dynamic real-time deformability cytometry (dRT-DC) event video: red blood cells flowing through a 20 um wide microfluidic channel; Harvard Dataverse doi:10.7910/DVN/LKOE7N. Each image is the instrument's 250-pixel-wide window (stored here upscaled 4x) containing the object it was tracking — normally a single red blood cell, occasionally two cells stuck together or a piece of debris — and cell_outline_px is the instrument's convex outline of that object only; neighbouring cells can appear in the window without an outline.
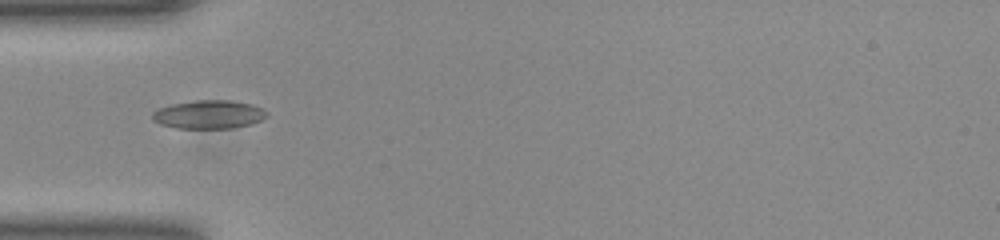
{"species": "common noctule bat (a hibernating species)", "species_latin": "Nyctalus noctula", "temperature_condition": "room temperature", "stored_images_in_passage": 36, "camera_frame_rate_fps": 3000, "um_per_image_px": 0.085, "animal": {"sex": "female", "body_mass_g": 23.0, "forearm_length_mm": 53.4}, "frame": {"image": 1, "passage_image": 1, "time_ms": 0.0, "image_size_px": [1000, 240], "cell_outline_px": [[268, 116], [252, 124], [232, 128], [176, 128], [160, 124], [152, 120], [152, 112], [168, 104], [196, 100], [228, 100], [252, 104], [264, 108], [268, 112]], "centroid_in_image_um": [17.76, 9.72], "position_along_channel_um": 67.2, "area_um2": 19.19}}
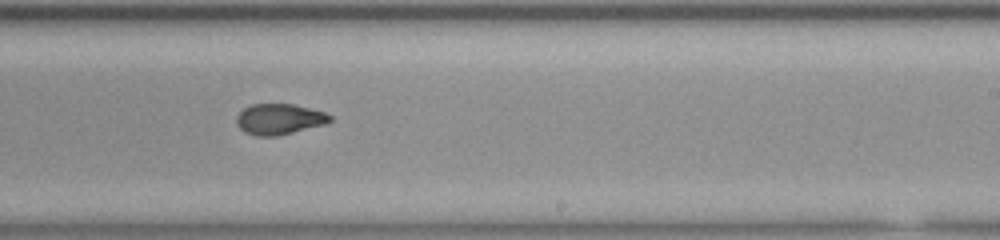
{"frame": {"image": 2, "passage_image": 16, "time_ms": 5.0, "image_size_px": [1000, 240], "cell_outline_px": [[332, 120], [324, 124], [276, 136], [256, 136], [244, 132], [236, 124], [236, 116], [244, 108], [252, 104], [292, 104], [324, 112], [332, 116]], "centroid_in_image_um": [23.7, 10.13], "position_along_channel_um": 265.3, "area_um2": 16.59}}
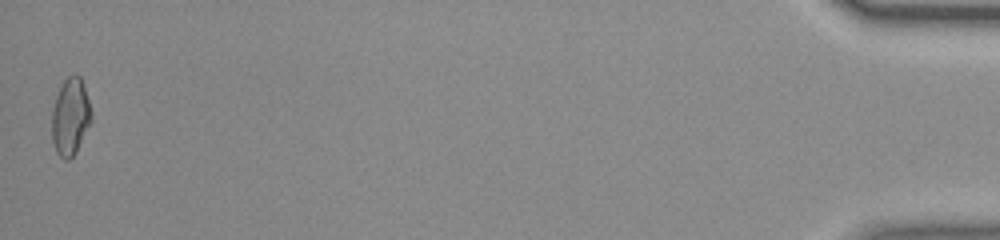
{"frame": {"image": 3, "passage_image": 36, "time_ms": 11.667, "image_size_px": [1000, 240], "cell_outline_px": [[92, 120], [76, 152], [68, 160], [64, 160], [56, 152], [52, 140], [52, 108], [56, 96], [64, 80], [68, 76], [76, 72], [80, 76], [84, 84], [92, 112]], "centroid_in_image_um": [5.99, 9.9], "position_along_channel_um": 429.2, "area_um2": 17.92}, "authors_computed_cell_mechanics": {"area_um2": 17.0221, "velocity_mm_per_s": 3.9556, "shape_relaxation_time_tau1_ms": null, "shape_relaxation_time_tau2_ms": 1.2311, "deformation_change_tau1": null, "deformation_change_tau2": 0.0591}}